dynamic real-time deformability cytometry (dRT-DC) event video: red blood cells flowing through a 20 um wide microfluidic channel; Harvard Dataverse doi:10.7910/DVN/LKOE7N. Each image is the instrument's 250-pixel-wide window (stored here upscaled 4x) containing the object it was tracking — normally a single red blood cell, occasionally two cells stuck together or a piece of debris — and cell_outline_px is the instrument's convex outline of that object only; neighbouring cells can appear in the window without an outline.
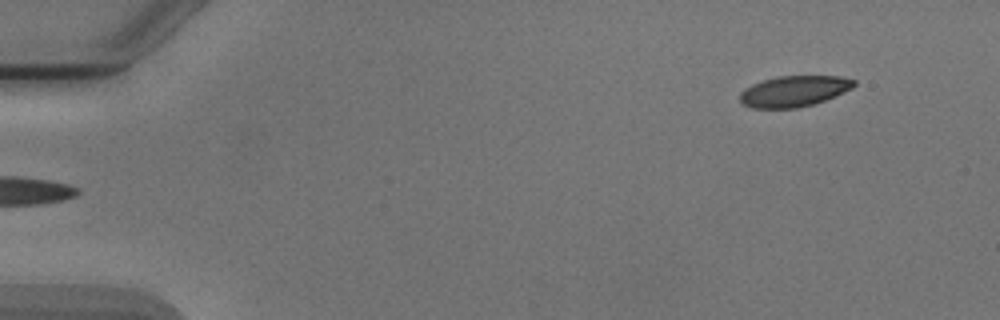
{"species": "Egyptian fruit bat (a non-hibernating species)", "species_latin": "Rousettus aegyptiacus", "temperature_condition": "cold", "stored_images_in_passage": 5, "segment_of_instrument_passage": [2, 2], "camera_frame_rate_fps": 3000, "um_per_image_px": 0.085, "animal": {"sex": "male"}, "frame": {"image": 1, "passage_image": 5, "time_ms": 4.667, "image_size_px": [1000, 320], "cell_outline_px": [[856, 84], [852, 88], [836, 96], [812, 104], [796, 108], [752, 108], [744, 104], [740, 100], [740, 92], [744, 88], [752, 84], [776, 76], [840, 76], [856, 80]], "centroid_in_image_um": [67.49, 7.74], "position_along_channel_um": 17.5, "area_um2": 20.52}}